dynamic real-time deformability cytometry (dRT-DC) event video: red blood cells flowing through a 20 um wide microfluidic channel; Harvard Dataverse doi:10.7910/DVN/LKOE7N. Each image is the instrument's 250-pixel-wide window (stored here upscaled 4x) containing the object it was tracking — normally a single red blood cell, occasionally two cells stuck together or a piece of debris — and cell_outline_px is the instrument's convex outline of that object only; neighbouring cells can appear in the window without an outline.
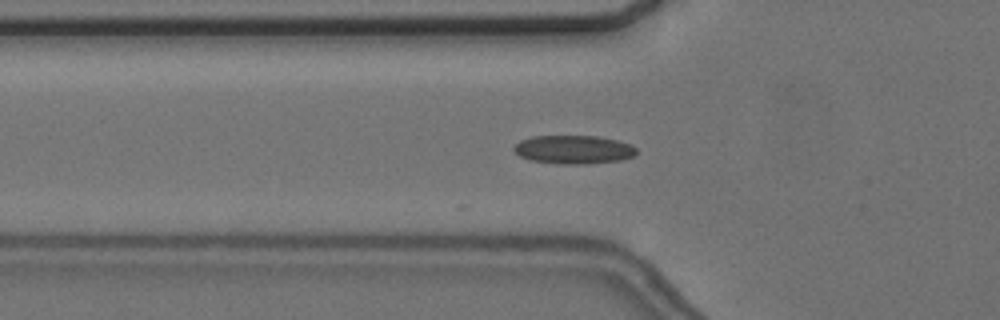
{"species": "common noctule bat (a hibernating species)", "species_latin": "Nyctalus noctula", "temperature_condition": "cold", "stored_images_in_passage": 9, "camera_frame_rate_fps": 3000, "um_per_image_px": 0.085, "animal": {"sex": "female", "body_mass_g": 24.6, "forearm_length_mm": 56.2}, "frame": {"image": 1, "passage_image": 2, "time_ms": 0.333, "image_size_px": [1000, 320], "cell_outline_px": [[636, 156], [620, 160], [584, 164], [560, 164], [528, 160], [520, 156], [512, 148], [520, 140], [532, 136], [596, 136], [616, 140], [632, 144], [636, 148]], "centroid_in_image_um": [48.75, 12.71], "position_along_channel_um": 77.0, "area_um2": 20.46}}
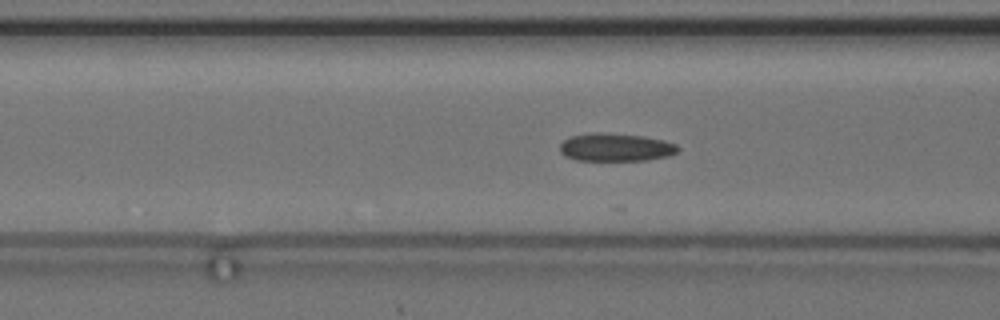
{"frame": {"image": 2, "passage_image": 5, "time_ms": 1.333, "image_size_px": [1000, 320], "cell_outline_px": [[680, 148], [676, 152], [668, 156], [648, 160], [576, 160], [564, 156], [560, 152], [560, 144], [564, 140], [572, 136], [592, 132], [604, 132], [644, 136], [664, 140], [676, 144]], "centroid_in_image_um": [52.33, 12.51], "position_along_channel_um": 114.3, "area_um2": 19.36}}
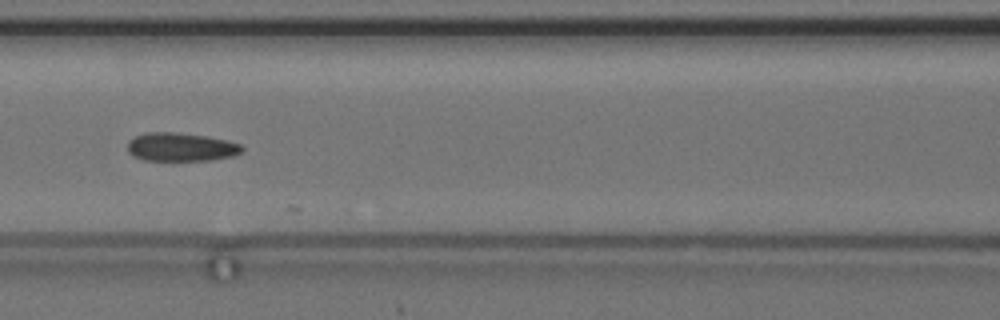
{"frame": {"image": 3, "passage_image": 8, "time_ms": 2.333, "image_size_px": [1000, 320], "cell_outline_px": [[244, 148], [240, 152], [232, 156], [212, 160], [144, 160], [132, 156], [128, 152], [128, 140], [136, 136], [148, 132], [172, 132], [204, 136], [224, 140], [240, 144]], "centroid_in_image_um": [15.34, 12.5], "position_along_channel_um": 151.3, "area_um2": 18.79}}